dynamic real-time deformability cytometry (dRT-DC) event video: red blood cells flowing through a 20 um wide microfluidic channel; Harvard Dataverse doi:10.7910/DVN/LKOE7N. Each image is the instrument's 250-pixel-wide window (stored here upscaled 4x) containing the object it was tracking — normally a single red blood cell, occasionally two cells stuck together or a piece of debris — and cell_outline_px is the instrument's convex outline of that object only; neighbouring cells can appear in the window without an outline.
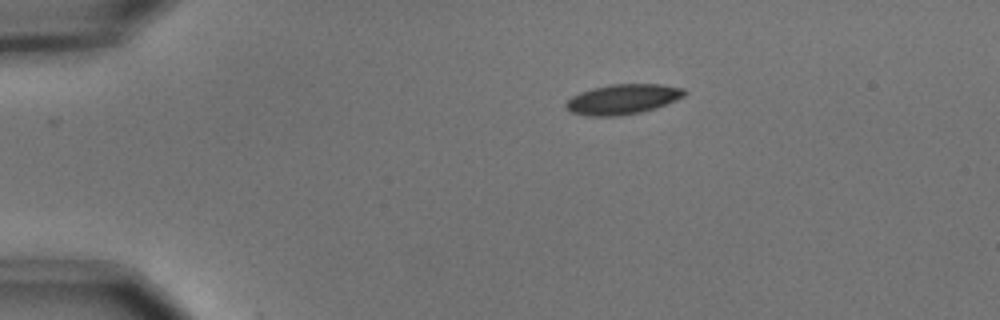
{"species": "common noctule bat (a hibernating species)", "species_latin": "Nyctalus noctula", "temperature_condition": "cold", "stored_images_in_passage": 45, "camera_frame_rate_fps": 3000, "um_per_image_px": 0.085, "animal": {"sex": "male", "body_mass_g": 15.6}, "frame": {"image": 1, "passage_image": 1, "time_ms": 0.0, "image_size_px": [1000, 320], "cell_outline_px": [[688, 92], [684, 96], [676, 100], [656, 108], [640, 112], [616, 116], [588, 116], [572, 112], [564, 108], [564, 104], [572, 96], [580, 92], [592, 88], [612, 84], [660, 84], [684, 88]], "centroid_in_image_um": [52.93, 8.43], "position_along_channel_um": 32.1, "area_um2": 20.81}}
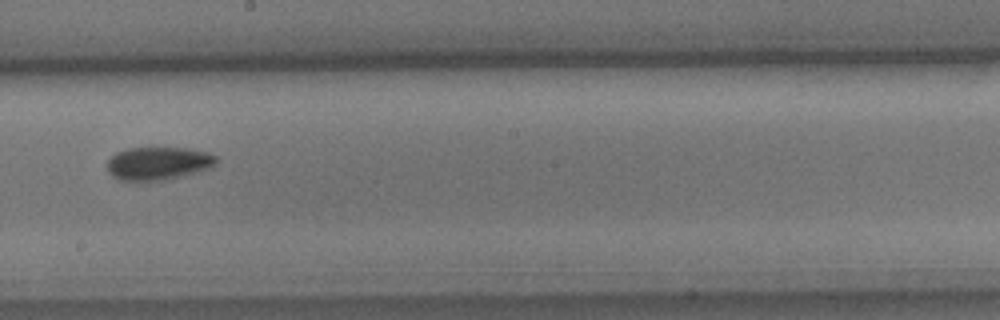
{"frame": {"image": 2, "passage_image": 22, "time_ms": 7.0, "image_size_px": [1000, 320], "cell_outline_px": [[216, 164], [212, 168], [184, 176], [148, 184], [120, 180], [112, 176], [108, 172], [108, 160], [116, 152], [128, 148], [188, 148], [208, 152], [216, 156]], "centroid_in_image_um": [13.45, 13.93], "position_along_channel_um": 234.8, "area_um2": 21.79}}
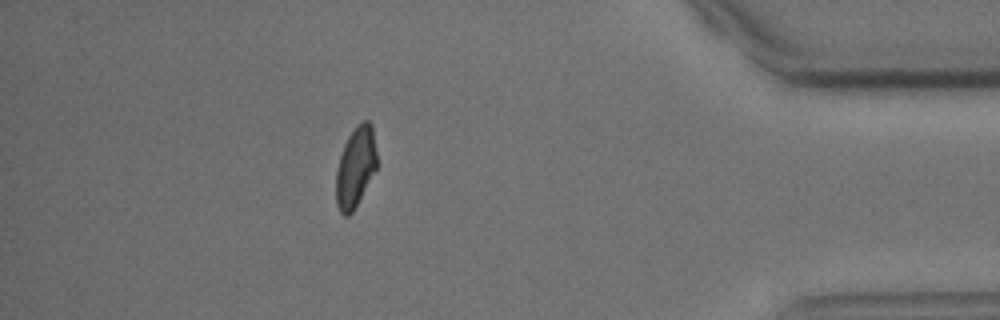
{"frame": {"image": 3, "passage_image": 39, "time_ms": 12.667, "image_size_px": [1000, 320], "cell_outline_px": [[376, 168], [352, 212], [348, 216], [344, 216], [340, 212], [336, 204], [336, 168], [344, 144], [348, 136], [356, 124], [364, 120], [368, 120], [372, 124], [376, 152]], "centroid_in_image_um": [30.2, 14.17], "position_along_channel_um": 405.0, "area_um2": 18.96}, "authors_computed_cell_mechanics": {"area_um2": 20.6924, "velocity_mm_per_s": 3.6839, "shape_relaxation_time_tau1_ms": 3.1571, "shape_relaxation_time_tau2_ms": null, "deformation_change_tau1": 0.1106, "deformation_change_tau2": null}}